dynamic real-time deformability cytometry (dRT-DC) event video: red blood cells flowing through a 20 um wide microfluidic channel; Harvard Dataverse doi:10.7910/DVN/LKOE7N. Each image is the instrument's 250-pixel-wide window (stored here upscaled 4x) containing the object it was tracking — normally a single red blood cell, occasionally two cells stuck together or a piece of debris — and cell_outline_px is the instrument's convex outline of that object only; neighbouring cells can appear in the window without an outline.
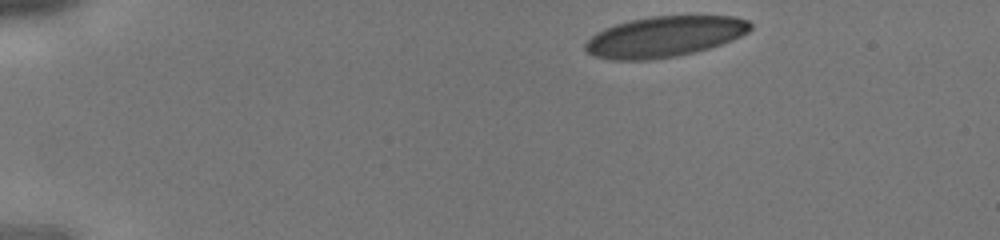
{"species": "human", "species_latin": "Homo sapiens", "temperature_condition": "cold", "stored_images_in_passage": 10, "camera_frame_rate_fps": 3000, "um_per_image_px": 0.085, "donor": {"sex": "male"}, "frame": {"image": 1, "passage_image": 1, "time_ms": 0.0, "image_size_px": [1000, 240], "cell_outline_px": [[752, 28], [748, 32], [732, 40], [696, 52], [676, 56], [652, 60], [612, 60], [592, 56], [584, 48], [584, 44], [596, 32], [604, 28], [616, 24], [632, 20], [652, 16], [732, 16], [748, 20], [752, 24]], "centroid_in_image_um": [56.47, 3.12], "position_along_channel_um": 28.5, "area_um2": 39.19}}
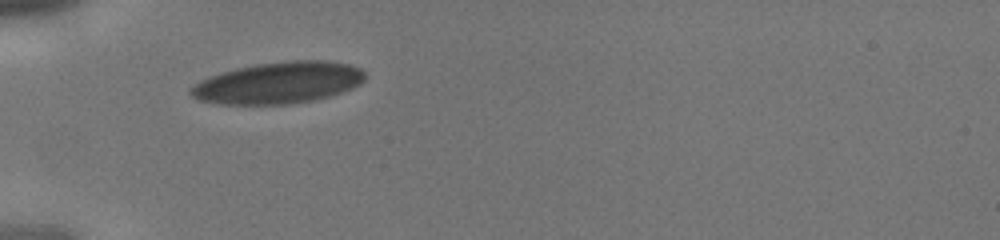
{"frame": {"image": 2, "passage_image": 6, "time_ms": 1.667, "image_size_px": [1000, 240], "cell_outline_px": [[364, 80], [360, 84], [352, 88], [328, 96], [312, 100], [292, 104], [220, 104], [200, 100], [192, 96], [188, 92], [188, 88], [200, 80], [220, 72], [236, 68], [256, 64], [292, 60], [328, 60], [348, 64], [360, 68], [364, 72]], "centroid_in_image_um": [23.64, 7.03], "position_along_channel_um": 61.4, "area_um2": 42.25}}
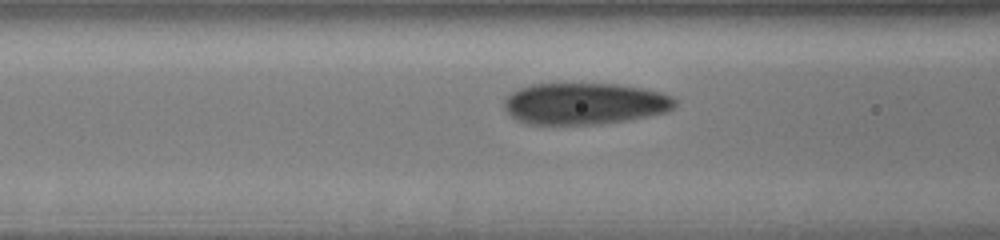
{"frame": {"image": 3, "passage_image": 9, "time_ms": 2.667, "image_size_px": [1000, 240], "cell_outline_px": [[680, 100], [668, 112], [628, 120], [600, 124], [524, 124], [516, 120], [504, 108], [504, 100], [512, 92], [520, 88], [532, 84], [616, 84], [640, 88], [660, 92], [672, 96]], "centroid_in_image_um": [49.71, 8.82], "position_along_channel_um": 116.9, "area_um2": 41.5}}